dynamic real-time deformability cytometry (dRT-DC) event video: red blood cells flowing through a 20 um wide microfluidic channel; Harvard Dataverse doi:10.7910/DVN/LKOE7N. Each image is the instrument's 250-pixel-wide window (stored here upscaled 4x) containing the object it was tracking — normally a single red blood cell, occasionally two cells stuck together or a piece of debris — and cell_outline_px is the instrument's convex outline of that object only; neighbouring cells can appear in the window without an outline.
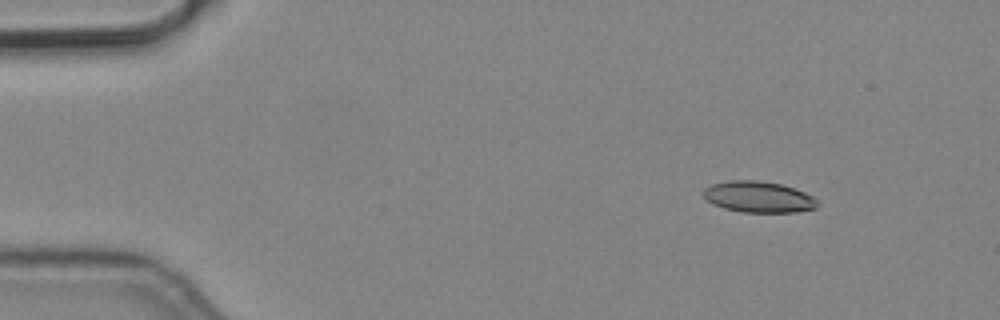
{"species": "common noctule bat (a hibernating species)", "species_latin": "Nyctalus noctula", "temperature_condition": "cold", "stored_images_in_passage": 6, "camera_frame_rate_fps": 3000, "um_per_image_px": 0.085, "animal": {"sex": "male", "body_mass_g": 19.2, "forearm_length_mm": 51.8}, "frame": {"image": 1, "passage_image": 2, "time_ms": 0.333, "image_size_px": [1000, 320], "cell_outline_px": [[820, 204], [816, 208], [796, 212], [744, 212], [724, 208], [712, 204], [704, 196], [704, 188], [712, 184], [728, 180], [756, 180], [780, 184], [804, 192], [812, 196]], "centroid_in_image_um": [64.47, 16.74], "position_along_channel_um": 20.5, "area_um2": 20.58}}
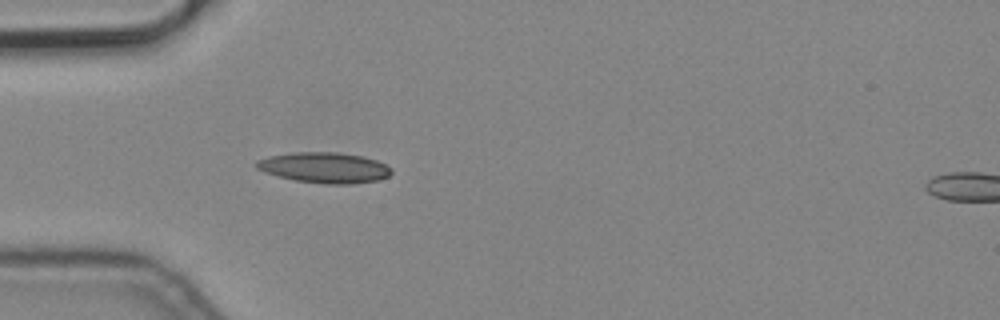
{"frame": {"image": 2, "passage_image": 5, "time_ms": 1.333, "image_size_px": [1000, 320], "cell_outline_px": [[392, 172], [388, 176], [376, 180], [352, 184], [324, 184], [296, 180], [264, 172], [256, 168], [256, 160], [268, 156], [296, 152], [336, 152], [360, 156], [376, 160], [392, 168]], "centroid_in_image_um": [27.57, 14.25], "position_along_channel_um": 57.4, "area_um2": 23.87}}